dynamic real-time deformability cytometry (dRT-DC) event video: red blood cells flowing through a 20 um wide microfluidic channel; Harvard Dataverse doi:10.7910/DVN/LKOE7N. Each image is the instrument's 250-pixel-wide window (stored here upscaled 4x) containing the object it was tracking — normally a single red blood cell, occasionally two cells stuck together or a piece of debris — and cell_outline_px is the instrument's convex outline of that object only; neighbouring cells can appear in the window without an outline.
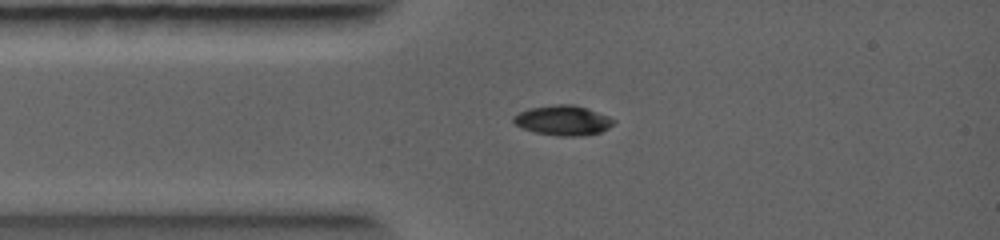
{"species": "common noctule bat (a hibernating species)", "species_latin": "Nyctalus noctula", "temperature_condition": "warm", "stored_images_in_passage": 3, "camera_frame_rate_fps": 5000, "um_per_image_px": 0.085, "animal": {"sex": "female", "body_mass_g": 19.0, "forearm_length_mm": 56.7}, "frame": {"image": 1, "passage_image": 1, "time_ms": 0.0, "image_size_px": [1000, 240], "cell_outline_px": [[616, 120], [608, 128], [600, 132], [584, 136], [560, 136], [536, 132], [524, 128], [516, 124], [512, 120], [512, 116], [528, 108], [556, 104], [572, 104], [608, 116]], "centroid_in_image_um": [47.84, 10.23], "position_along_channel_um": 37.2, "area_um2": 17.22}}
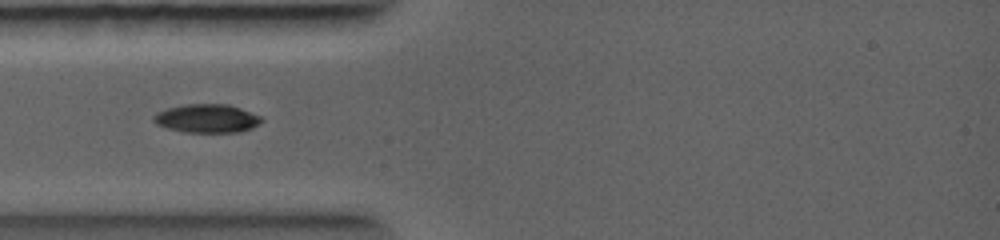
{"frame": {"image": 2, "passage_image": 2, "time_ms": 0.6, "image_size_px": [1000, 240], "cell_outline_px": [[264, 120], [260, 124], [252, 128], [240, 132], [184, 132], [168, 128], [156, 124], [152, 120], [152, 116], [156, 112], [168, 108], [184, 104], [228, 104], [240, 108], [260, 116]], "centroid_in_image_um": [17.58, 10.07], "position_along_channel_um": 67.4, "area_um2": 18.03}}